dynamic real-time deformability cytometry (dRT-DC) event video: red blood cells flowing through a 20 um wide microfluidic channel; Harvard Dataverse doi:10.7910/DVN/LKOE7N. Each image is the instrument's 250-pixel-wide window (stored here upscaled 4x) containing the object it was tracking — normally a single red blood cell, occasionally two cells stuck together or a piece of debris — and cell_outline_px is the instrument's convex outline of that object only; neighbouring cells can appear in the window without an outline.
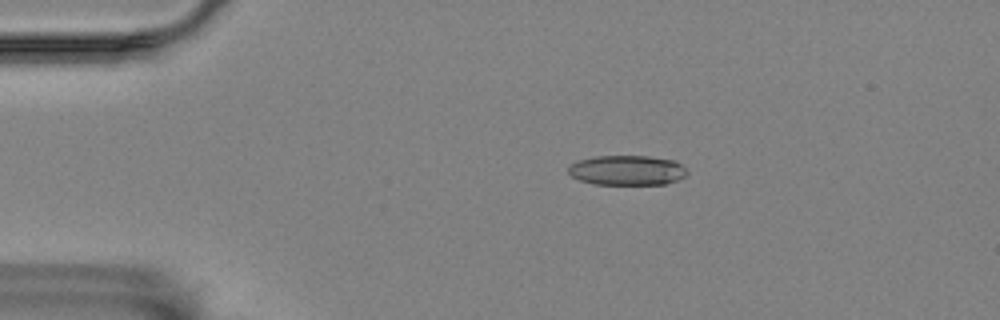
{"species": "Egyptian fruit bat (a non-hibernating species)", "species_latin": "Rousettus aegyptiacus", "temperature_condition": "room temperature", "stored_images_in_passage": 11, "camera_frame_rate_fps": 3000, "um_per_image_px": 0.085, "animal": {"sex": "female"}, "frame": {"image": 1, "passage_image": 3, "time_ms": 3.333, "image_size_px": [1000, 320], "cell_outline_px": [[688, 176], [680, 180], [664, 184], [592, 184], [580, 180], [572, 176], [568, 172], [568, 168], [572, 164], [580, 160], [596, 156], [648, 156], [676, 160], [688, 172]], "centroid_in_image_um": [53.35, 14.48], "position_along_channel_um": 31.6, "area_um2": 20.75}}
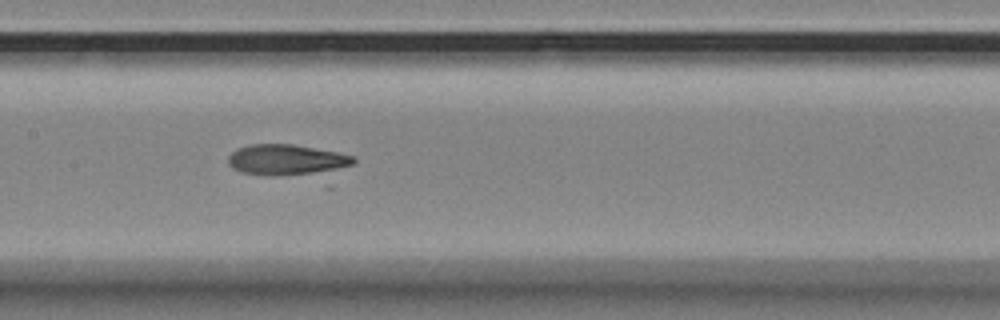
{"frame": {"image": 2, "passage_image": 8, "time_ms": 9.0, "image_size_px": [1000, 320], "cell_outline_px": [[356, 160], [352, 164], [328, 172], [244, 172], [232, 168], [228, 164], [228, 156], [236, 148], [252, 144], [292, 144], [336, 152], [352, 156]], "centroid_in_image_um": [24.35, 13.51], "position_along_channel_um": 183.1, "area_um2": 21.04}}
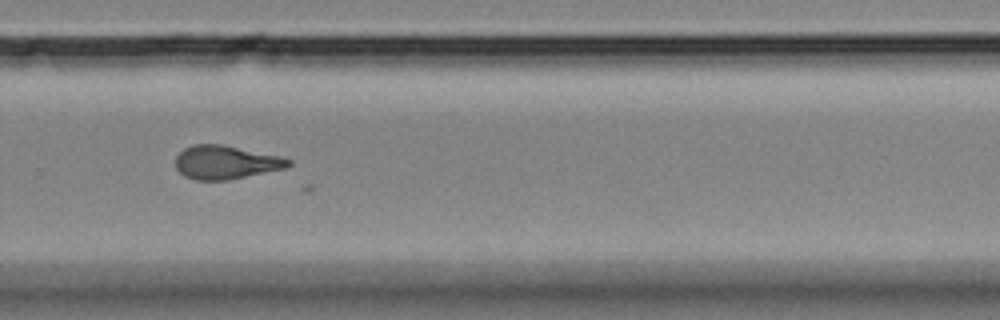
{"frame": {"image": 3, "passage_image": 11, "time_ms": 12.667, "image_size_px": [1000, 320], "cell_outline_px": [[292, 164], [288, 168], [228, 180], [196, 180], [184, 176], [176, 168], [176, 156], [184, 148], [196, 144], [220, 144], [280, 156], [292, 160]], "centroid_in_image_um": [19.21, 13.8], "position_along_channel_um": 310.6, "area_um2": 22.08}}